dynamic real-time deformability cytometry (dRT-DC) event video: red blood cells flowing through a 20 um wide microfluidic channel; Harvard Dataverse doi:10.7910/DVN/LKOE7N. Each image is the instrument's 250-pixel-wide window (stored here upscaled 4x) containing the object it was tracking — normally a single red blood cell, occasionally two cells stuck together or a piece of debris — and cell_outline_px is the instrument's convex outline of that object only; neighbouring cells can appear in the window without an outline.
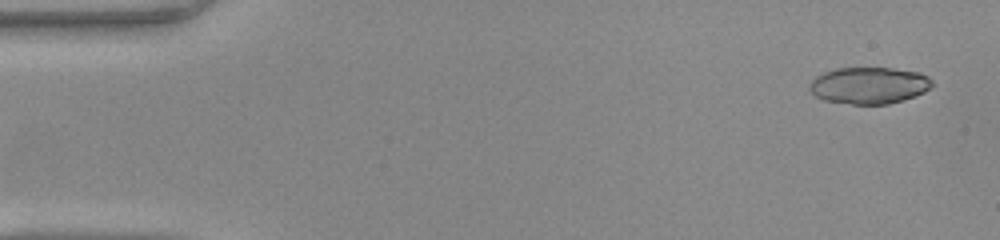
{"species": "common noctule bat (a hibernating species)", "species_latin": "Nyctalus noctula", "temperature_condition": "warm", "stored_images_in_passage": 47, "camera_frame_rate_fps": 3000, "um_per_image_px": 0.085, "animal": {"sex": "female", "body_mass_g": 22.0, "forearm_length_mm": 56.7}, "frame": {"image": 1, "passage_image": 1, "time_ms": 0.0, "image_size_px": [1000, 240], "cell_outline_px": [[932, 84], [924, 92], [904, 100], [888, 104], [852, 104], [824, 100], [816, 96], [808, 88], [808, 84], [816, 76], [824, 72], [836, 68], [892, 68], [920, 72], [928, 76], [932, 80]], "centroid_in_image_um": [73.86, 7.26], "position_along_channel_um": 11.1, "area_um2": 26.24}}
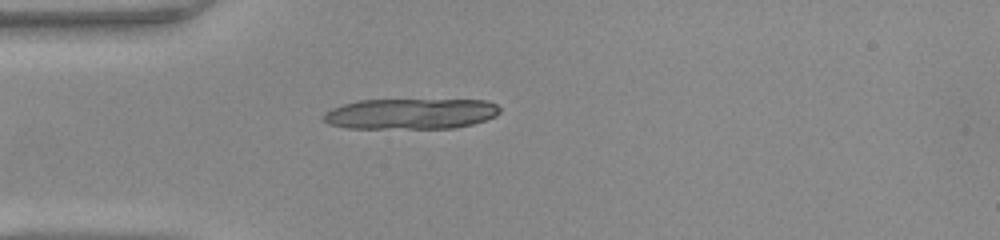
{"frame": {"image": 2, "passage_image": 12, "time_ms": 3.667, "image_size_px": [1000, 240], "cell_outline_px": [[500, 112], [496, 116], [472, 124], [456, 128], [348, 128], [328, 124], [324, 120], [324, 112], [332, 108], [344, 104], [360, 100], [488, 100], [496, 104], [500, 108]], "centroid_in_image_um": [34.93, 9.67], "position_along_channel_um": 50.1, "area_um2": 31.5}, "authors_computed_cell_mechanics": {"area_um2": 26.877, "velocity_mm_per_s": 4.2227, "shape_relaxation_time_tau1_ms": 6.876, "shape_relaxation_time_tau2_ms": 1.2237, "deformation_change_tau1": 0.1837, "deformation_change_tau2": 0.0576}}